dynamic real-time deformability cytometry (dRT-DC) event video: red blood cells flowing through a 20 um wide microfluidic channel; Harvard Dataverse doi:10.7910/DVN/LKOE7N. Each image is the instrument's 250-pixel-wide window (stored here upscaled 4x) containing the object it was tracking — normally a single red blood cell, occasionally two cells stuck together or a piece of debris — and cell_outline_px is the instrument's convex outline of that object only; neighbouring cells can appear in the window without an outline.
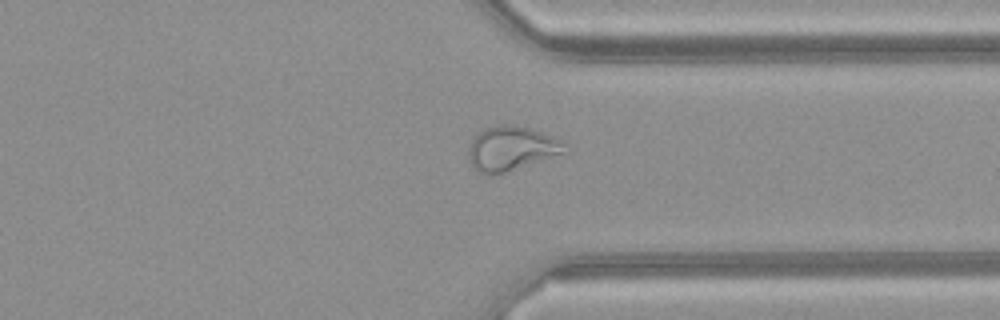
{"species": "common noctule bat (a hibernating species)", "species_latin": "Nyctalus noctula", "temperature_condition": "warm", "stored_images_in_passage": 47, "camera_frame_rate_fps": 3000, "um_per_image_px": 0.085, "animal": {"sex": "female", "body_mass_g": 21.9}, "frame": {"image": 1, "passage_image": 35, "time_ms": 11.333, "image_size_px": [1000, 320], "cell_outline_px": [[568, 152], [504, 172], [488, 176], [476, 172], [468, 160], [468, 148], [472, 140], [484, 128], [500, 124], [504, 124], [532, 128], [552, 136], [560, 140]], "centroid_in_image_um": [43.42, 12.63], "position_along_channel_um": 368.0, "area_um2": 24.8}}
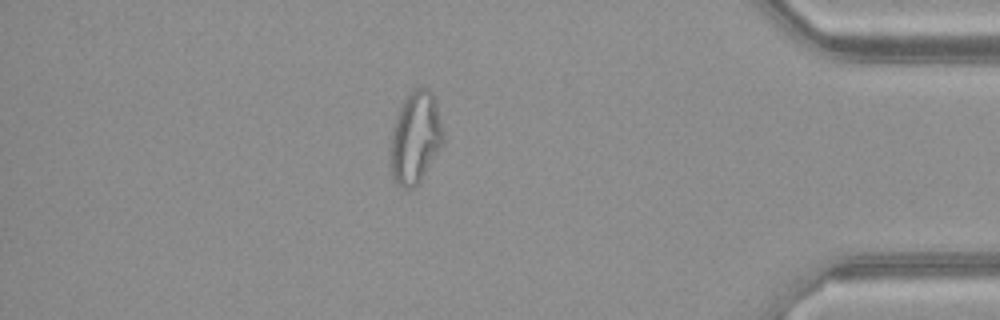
{"frame": {"image": 2, "passage_image": 40, "time_ms": 13.0, "image_size_px": [1000, 320], "cell_outline_px": [[444, 140], [440, 148], [420, 180], [412, 188], [404, 188], [392, 180], [392, 128], [400, 104], [416, 88], [428, 88], [436, 96], [444, 132]], "centroid_in_image_um": [35.34, 11.65], "position_along_channel_um": 399.9, "area_um2": 27.98}, "authors_computed_cell_mechanics": {"area_um2": 27.744, "velocity_mm_per_s": 4.175, "shape_relaxation_time_tau1_ms": null, "shape_relaxation_time_tau2_ms": 1.2223, "deformation_change_tau1": null, "deformation_change_tau2": 0.0914}}